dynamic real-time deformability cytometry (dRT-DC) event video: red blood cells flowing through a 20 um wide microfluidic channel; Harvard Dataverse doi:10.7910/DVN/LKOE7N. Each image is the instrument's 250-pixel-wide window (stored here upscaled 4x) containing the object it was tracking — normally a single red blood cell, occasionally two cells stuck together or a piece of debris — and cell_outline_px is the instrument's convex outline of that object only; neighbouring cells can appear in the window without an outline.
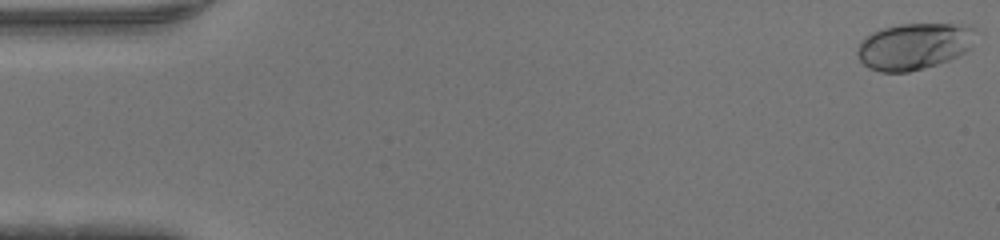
{"species": "human", "species_latin": "Homo sapiens", "temperature_condition": "warm", "stored_images_in_passage": 47, "camera_frame_rate_fps": 3000, "um_per_image_px": 0.085, "donor": {"sex": "male"}, "frame": {"image": 1, "passage_image": 1, "time_ms": 0.0, "image_size_px": [1000, 240], "cell_outline_px": [[972, 48], [948, 60], [924, 68], [908, 72], [880, 72], [868, 68], [856, 56], [856, 48], [860, 40], [864, 36], [872, 32], [884, 28], [900, 24], [952, 24], [972, 28]], "centroid_in_image_um": [77.59, 3.95], "position_along_channel_um": 7.4, "area_um2": 31.85}}
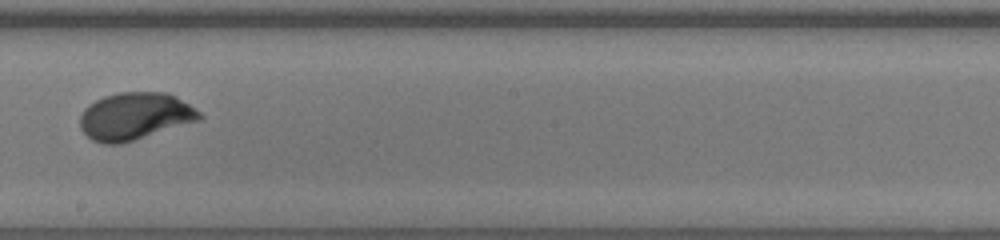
{"frame": {"image": 2, "passage_image": 27, "time_ms": 8.667, "image_size_px": [1000, 240], "cell_outline_px": [[204, 116], [200, 120], [120, 144], [104, 144], [92, 140], [80, 128], [80, 116], [84, 108], [88, 104], [104, 96], [120, 92], [168, 92], [176, 96], [200, 112]], "centroid_in_image_um": [11.45, 9.87], "position_along_channel_um": 236.7, "area_um2": 32.89}}
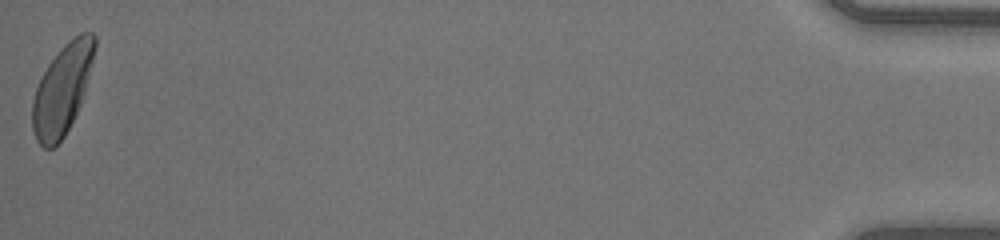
{"frame": {"image": 3, "passage_image": 47, "time_ms": 15.333, "image_size_px": [1000, 240], "cell_outline_px": [[96, 44], [84, 92], [80, 104], [64, 136], [52, 148], [44, 148], [36, 140], [32, 128], [32, 104], [36, 88], [48, 64], [60, 48], [68, 40], [80, 32], [92, 32], [96, 36]], "centroid_in_image_um": [5.28, 7.58], "position_along_channel_um": 429.9, "area_um2": 32.02}}